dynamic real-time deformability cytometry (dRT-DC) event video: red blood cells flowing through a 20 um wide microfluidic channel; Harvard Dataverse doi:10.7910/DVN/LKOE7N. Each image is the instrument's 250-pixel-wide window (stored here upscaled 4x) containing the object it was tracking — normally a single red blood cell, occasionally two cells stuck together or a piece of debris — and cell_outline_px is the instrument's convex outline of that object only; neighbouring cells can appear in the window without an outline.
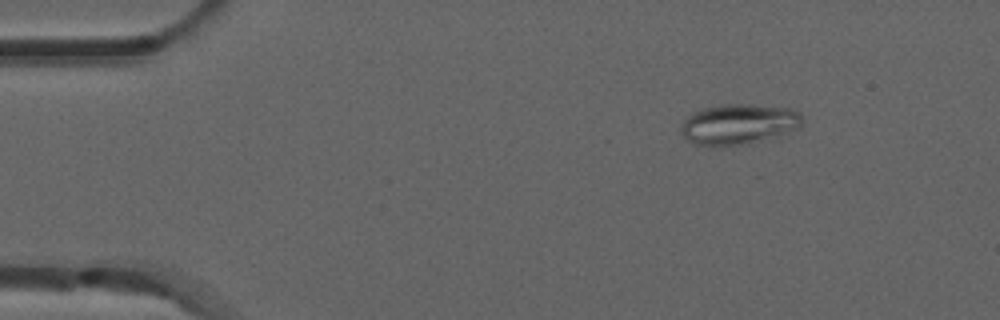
{"species": "common noctule bat (a hibernating species)", "species_latin": "Nyctalus noctula", "temperature_condition": "room temperature", "stored_images_in_passage": 3, "camera_frame_rate_fps": 3000, "um_per_image_px": 0.085, "animal": {"sex": "male", "forearm_length_mm": 52.5}, "frame": {"image": 1, "passage_image": 1, "time_ms": 0.0, "image_size_px": [1000, 320], "cell_outline_px": [[804, 120], [800, 128], [720, 148], [716, 148], [692, 144], [680, 132], [680, 128], [684, 120], [692, 112], [704, 108], [720, 104], [748, 104], [792, 108], [800, 112]], "centroid_in_image_um": [62.72, 10.53], "position_along_channel_um": 22.3, "area_um2": 28.38}}